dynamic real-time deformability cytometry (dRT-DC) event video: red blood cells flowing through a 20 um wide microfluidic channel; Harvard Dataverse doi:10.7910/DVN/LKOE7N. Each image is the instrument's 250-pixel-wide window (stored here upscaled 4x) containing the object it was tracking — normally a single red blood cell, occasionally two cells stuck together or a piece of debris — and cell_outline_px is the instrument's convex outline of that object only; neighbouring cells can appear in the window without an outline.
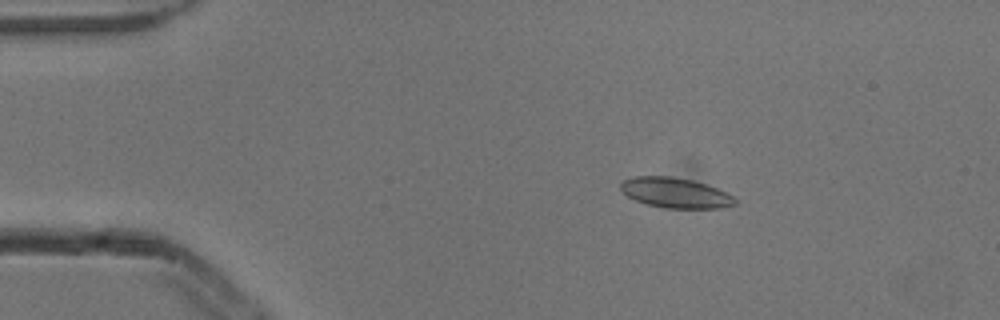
{"species": "common noctule bat (a hibernating species)", "species_latin": "Nyctalus noctula", "temperature_condition": "cold", "stored_images_in_passage": 3, "camera_frame_rate_fps": 3000, "um_per_image_px": 0.085, "animal": {"sex": "male", "body_mass_g": 13.3}, "frame": {"image": 1, "passage_image": 1, "time_ms": 0.0, "image_size_px": [1000, 320], "cell_outline_px": [[736, 204], [724, 208], [664, 208], [648, 204], [636, 200], [628, 196], [620, 188], [620, 184], [624, 180], [632, 176], [672, 176], [692, 180], [716, 188], [736, 196]], "centroid_in_image_um": [57.44, 16.39], "position_along_channel_um": 27.6, "area_um2": 20.11}}
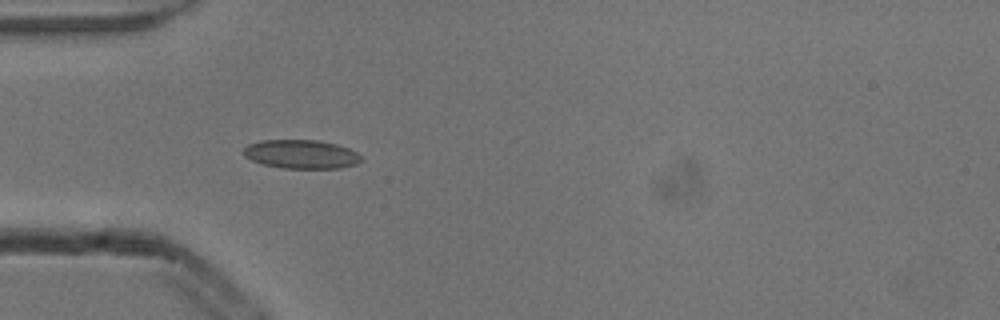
{"frame": {"image": 2, "passage_image": 3, "time_ms": 0.667, "image_size_px": [1000, 320], "cell_outline_px": [[364, 160], [356, 164], [340, 168], [280, 168], [264, 164], [252, 160], [244, 156], [244, 148], [248, 144], [260, 140], [316, 140], [336, 144], [348, 148], [356, 152]], "centroid_in_image_um": [25.61, 13.11], "position_along_channel_um": 59.4, "area_um2": 19.71}}